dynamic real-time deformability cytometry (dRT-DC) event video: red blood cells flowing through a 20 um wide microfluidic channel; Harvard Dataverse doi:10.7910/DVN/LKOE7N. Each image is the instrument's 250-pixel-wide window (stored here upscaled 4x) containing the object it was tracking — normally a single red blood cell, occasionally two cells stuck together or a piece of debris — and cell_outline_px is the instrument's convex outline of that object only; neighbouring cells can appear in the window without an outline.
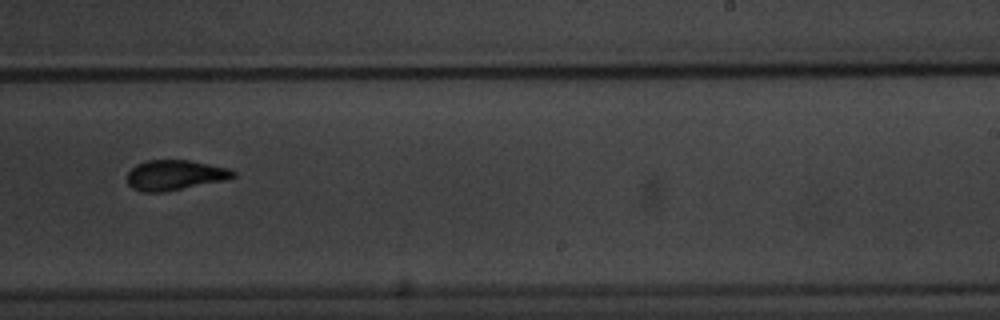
{"species": "common noctule bat (a hibernating species)", "species_latin": "Nyctalus noctula", "temperature_condition": "warm", "stored_images_in_passage": 11, "camera_frame_rate_fps": 3000, "um_per_image_px": 0.085, "animal": {"sex": "male", "body_mass_g": 20.1, "forearm_length_mm": 53.5}, "frame": {"image": 1, "passage_image": 11, "time_ms": 12.667, "image_size_px": [1000, 320], "cell_outline_px": [[236, 176], [224, 180], [164, 192], [144, 192], [132, 188], [128, 184], [128, 172], [136, 164], [148, 160], [188, 160], [228, 168], [236, 172]], "centroid_in_image_um": [14.85, 14.88], "position_along_channel_um": 274.2, "area_um2": 18.44}}